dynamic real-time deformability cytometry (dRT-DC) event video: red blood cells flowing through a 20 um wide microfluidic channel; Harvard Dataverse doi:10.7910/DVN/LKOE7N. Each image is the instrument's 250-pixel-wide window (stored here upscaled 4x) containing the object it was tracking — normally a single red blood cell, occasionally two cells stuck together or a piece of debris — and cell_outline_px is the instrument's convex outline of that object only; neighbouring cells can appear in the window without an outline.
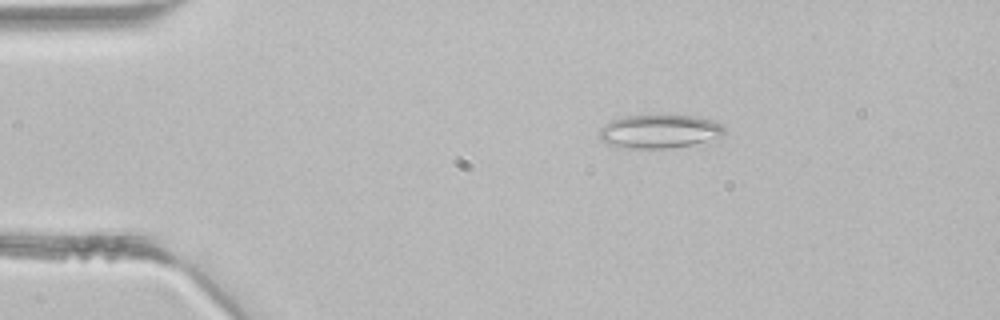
{"species": "common noctule bat (a hibernating species)", "species_latin": "Nyctalus noctula", "temperature_condition": "room temperature", "stored_images_in_passage": 2, "camera_frame_rate_fps": 3000, "um_per_image_px": 0.085, "animal": {"sex": "male", "body_mass_g": 21.5, "forearm_length_mm": 52.0}, "frame": {"image": 1, "passage_image": 1, "time_ms": 0.0, "image_size_px": [1000, 320], "cell_outline_px": [[724, 132], [720, 136], [692, 144], [668, 148], [624, 148], [608, 144], [600, 140], [600, 128], [604, 124], [612, 120], [624, 116], [692, 116], [712, 120], [724, 124]], "centroid_in_image_um": [56.01, 11.17], "position_along_channel_um": 29.0, "area_um2": 24.1}}